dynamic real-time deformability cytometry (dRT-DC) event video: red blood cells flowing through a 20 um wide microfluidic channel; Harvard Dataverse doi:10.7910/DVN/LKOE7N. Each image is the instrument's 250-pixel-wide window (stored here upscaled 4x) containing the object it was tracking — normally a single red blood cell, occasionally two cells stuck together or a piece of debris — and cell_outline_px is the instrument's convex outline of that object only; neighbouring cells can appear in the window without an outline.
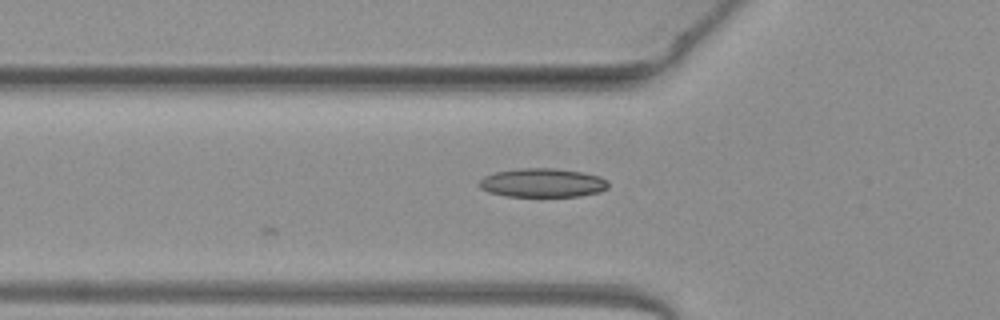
{"species": "common noctule bat (a hibernating species)", "species_latin": "Nyctalus noctula", "temperature_condition": "warm", "stored_images_in_passage": 4, "camera_frame_rate_fps": 3000, "um_per_image_px": 0.085, "animal": {"sex": "female", "body_mass_g": 19.3, "forearm_length_mm": 54.1}, "frame": {"image": 1, "passage_image": 4, "time_ms": 1.0, "image_size_px": [1000, 320], "cell_outline_px": [[608, 188], [600, 192], [580, 196], [504, 196], [488, 192], [480, 188], [480, 180], [484, 176], [496, 172], [520, 168], [556, 168], [580, 172], [600, 176], [608, 180]], "centroid_in_image_um": [46.13, 15.54], "position_along_channel_um": 79.7, "area_um2": 21.73}}